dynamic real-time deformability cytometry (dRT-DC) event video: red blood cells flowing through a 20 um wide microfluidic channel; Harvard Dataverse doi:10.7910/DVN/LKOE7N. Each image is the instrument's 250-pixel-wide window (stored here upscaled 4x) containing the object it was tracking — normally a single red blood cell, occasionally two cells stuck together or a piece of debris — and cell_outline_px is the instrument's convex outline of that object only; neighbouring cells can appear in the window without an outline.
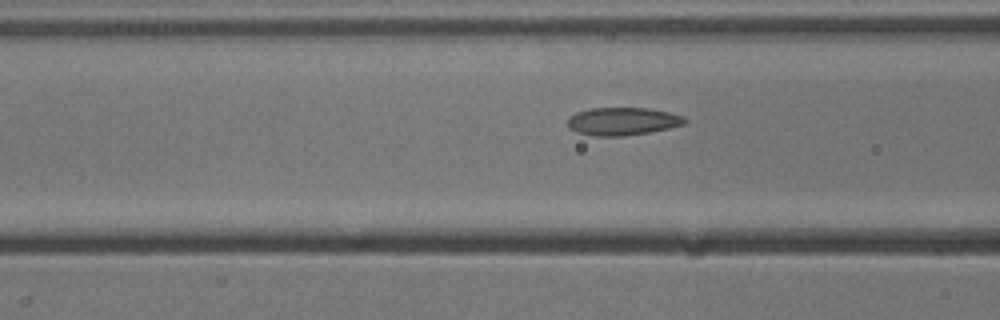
{"species": "common noctule bat (a hibernating species)", "species_latin": "Nyctalus noctula", "temperature_condition": "cold", "stored_images_in_passage": 12, "camera_frame_rate_fps": 3000, "um_per_image_px": 0.085, "animal": {"sex": "male", "body_mass_g": 13.3}, "frame": {"image": 1, "passage_image": 10, "time_ms": 3.0, "image_size_px": [1000, 320], "cell_outline_px": [[688, 120], [684, 124], [668, 128], [648, 132], [624, 136], [592, 136], [576, 132], [568, 128], [568, 116], [576, 112], [592, 108], [648, 108], [668, 112], [684, 116]], "centroid_in_image_um": [52.89, 10.31], "position_along_channel_um": 113.7, "area_um2": 19.07}}